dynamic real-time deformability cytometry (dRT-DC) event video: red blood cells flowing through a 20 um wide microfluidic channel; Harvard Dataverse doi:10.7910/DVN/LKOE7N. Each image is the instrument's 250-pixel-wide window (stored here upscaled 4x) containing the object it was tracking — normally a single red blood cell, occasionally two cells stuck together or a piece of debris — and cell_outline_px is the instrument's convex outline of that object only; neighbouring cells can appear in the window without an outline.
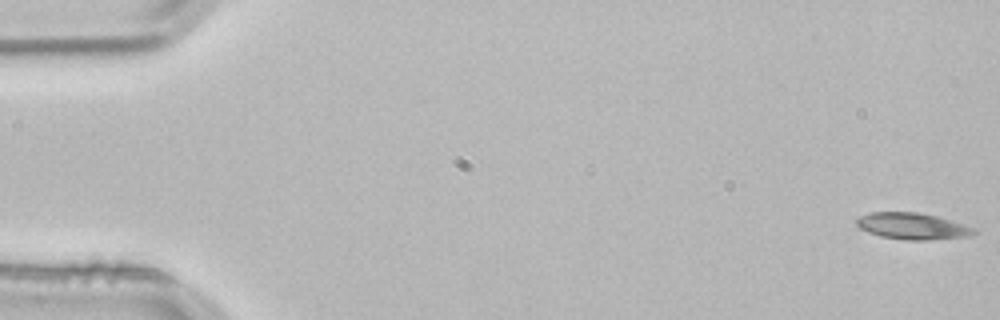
{"species": "common noctule bat (a hibernating species)", "species_latin": "Nyctalus noctula", "temperature_condition": "room temperature", "stored_images_in_passage": 3, "camera_frame_rate_fps": 3000, "um_per_image_px": 0.085, "animal": {"sex": "male", "body_mass_g": 21.5, "forearm_length_mm": 52.0}, "frame": {"image": 1, "passage_image": 1, "time_ms": 0.0, "image_size_px": [1000, 320], "cell_outline_px": [[976, 232], [968, 236], [924, 240], [904, 240], [880, 236], [868, 232], [860, 228], [856, 224], [856, 220], [860, 216], [868, 212], [920, 212], [936, 216], [964, 224], [972, 228]], "centroid_in_image_um": [77.5, 19.21], "position_along_channel_um": 7.5, "area_um2": 17.98}}